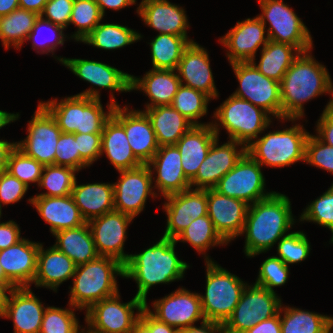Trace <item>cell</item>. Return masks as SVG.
<instances>
[{"label": "cell", "mask_w": 333, "mask_h": 333, "mask_svg": "<svg viewBox=\"0 0 333 333\" xmlns=\"http://www.w3.org/2000/svg\"><path fill=\"white\" fill-rule=\"evenodd\" d=\"M40 243L22 238L16 244L0 251V264L5 282L13 288L30 287L37 270Z\"/></svg>", "instance_id": "cell-22"}, {"label": "cell", "mask_w": 333, "mask_h": 333, "mask_svg": "<svg viewBox=\"0 0 333 333\" xmlns=\"http://www.w3.org/2000/svg\"><path fill=\"white\" fill-rule=\"evenodd\" d=\"M174 239L161 237L158 242L139 254H130L124 264V277L137 283L136 297L147 303L152 286L184 278L189 265L178 258Z\"/></svg>", "instance_id": "cell-2"}, {"label": "cell", "mask_w": 333, "mask_h": 333, "mask_svg": "<svg viewBox=\"0 0 333 333\" xmlns=\"http://www.w3.org/2000/svg\"><path fill=\"white\" fill-rule=\"evenodd\" d=\"M151 331V333H178V330L164 322L153 317L146 308H144L139 318Z\"/></svg>", "instance_id": "cell-60"}, {"label": "cell", "mask_w": 333, "mask_h": 333, "mask_svg": "<svg viewBox=\"0 0 333 333\" xmlns=\"http://www.w3.org/2000/svg\"><path fill=\"white\" fill-rule=\"evenodd\" d=\"M309 132L295 124L283 130L269 131L253 140L246 152L262 167H286L305 162V143Z\"/></svg>", "instance_id": "cell-6"}, {"label": "cell", "mask_w": 333, "mask_h": 333, "mask_svg": "<svg viewBox=\"0 0 333 333\" xmlns=\"http://www.w3.org/2000/svg\"><path fill=\"white\" fill-rule=\"evenodd\" d=\"M181 81L176 70L151 69L142 78L131 75V91L139 90L149 97L147 108L171 105Z\"/></svg>", "instance_id": "cell-31"}, {"label": "cell", "mask_w": 333, "mask_h": 333, "mask_svg": "<svg viewBox=\"0 0 333 333\" xmlns=\"http://www.w3.org/2000/svg\"><path fill=\"white\" fill-rule=\"evenodd\" d=\"M40 15L33 11L18 8L10 14L0 17V39L4 48L9 50L10 46L17 50L32 31L36 20Z\"/></svg>", "instance_id": "cell-39"}, {"label": "cell", "mask_w": 333, "mask_h": 333, "mask_svg": "<svg viewBox=\"0 0 333 333\" xmlns=\"http://www.w3.org/2000/svg\"><path fill=\"white\" fill-rule=\"evenodd\" d=\"M230 65L240 84L232 94L251 102L270 116L284 122L280 83L263 75L251 62H236Z\"/></svg>", "instance_id": "cell-10"}, {"label": "cell", "mask_w": 333, "mask_h": 333, "mask_svg": "<svg viewBox=\"0 0 333 333\" xmlns=\"http://www.w3.org/2000/svg\"><path fill=\"white\" fill-rule=\"evenodd\" d=\"M174 240L176 243L188 242L199 254L204 255L205 262L212 261L206 254L207 250L228 244L216 231L208 214L192 221Z\"/></svg>", "instance_id": "cell-40"}, {"label": "cell", "mask_w": 333, "mask_h": 333, "mask_svg": "<svg viewBox=\"0 0 333 333\" xmlns=\"http://www.w3.org/2000/svg\"><path fill=\"white\" fill-rule=\"evenodd\" d=\"M80 79L92 86L118 92H131V74L125 73L114 66L77 58H56Z\"/></svg>", "instance_id": "cell-26"}, {"label": "cell", "mask_w": 333, "mask_h": 333, "mask_svg": "<svg viewBox=\"0 0 333 333\" xmlns=\"http://www.w3.org/2000/svg\"><path fill=\"white\" fill-rule=\"evenodd\" d=\"M44 29L47 32H50V34L48 33L49 36L47 35L48 39L45 37H43L44 39L40 37L41 34L45 32L43 31ZM64 30L65 29L63 27L55 25L50 21L44 20L39 16V18L35 22L32 31L29 33L27 41L30 40L32 42V48L38 54L40 52V54L53 53L52 55H54V51H56L58 45H64V41H67L65 40L67 35L64 34ZM39 37L41 38L40 41L38 40Z\"/></svg>", "instance_id": "cell-49"}, {"label": "cell", "mask_w": 333, "mask_h": 333, "mask_svg": "<svg viewBox=\"0 0 333 333\" xmlns=\"http://www.w3.org/2000/svg\"><path fill=\"white\" fill-rule=\"evenodd\" d=\"M75 263L54 245L46 250L40 243L37 256V270L33 283L36 287H46L57 292V288L73 277Z\"/></svg>", "instance_id": "cell-30"}, {"label": "cell", "mask_w": 333, "mask_h": 333, "mask_svg": "<svg viewBox=\"0 0 333 333\" xmlns=\"http://www.w3.org/2000/svg\"><path fill=\"white\" fill-rule=\"evenodd\" d=\"M292 214L291 201L285 194L273 192L269 197L249 205L245 226L244 253L252 258L266 253L296 223Z\"/></svg>", "instance_id": "cell-1"}, {"label": "cell", "mask_w": 333, "mask_h": 333, "mask_svg": "<svg viewBox=\"0 0 333 333\" xmlns=\"http://www.w3.org/2000/svg\"><path fill=\"white\" fill-rule=\"evenodd\" d=\"M311 51L301 52L280 82L282 120L295 123L305 115L304 103L328 93L331 76Z\"/></svg>", "instance_id": "cell-3"}, {"label": "cell", "mask_w": 333, "mask_h": 333, "mask_svg": "<svg viewBox=\"0 0 333 333\" xmlns=\"http://www.w3.org/2000/svg\"><path fill=\"white\" fill-rule=\"evenodd\" d=\"M212 123L193 125L175 144L181 154L186 178L191 181L205 160L212 143L217 139Z\"/></svg>", "instance_id": "cell-29"}, {"label": "cell", "mask_w": 333, "mask_h": 333, "mask_svg": "<svg viewBox=\"0 0 333 333\" xmlns=\"http://www.w3.org/2000/svg\"><path fill=\"white\" fill-rule=\"evenodd\" d=\"M119 292L94 303L85 313V333H130L139 320L145 302L136 296L127 303L120 301ZM136 309V315L135 310Z\"/></svg>", "instance_id": "cell-9"}, {"label": "cell", "mask_w": 333, "mask_h": 333, "mask_svg": "<svg viewBox=\"0 0 333 333\" xmlns=\"http://www.w3.org/2000/svg\"><path fill=\"white\" fill-rule=\"evenodd\" d=\"M151 311L145 303V308L157 320L164 322L178 331L193 326L197 321H205L201 298L186 288H178L174 292L153 302Z\"/></svg>", "instance_id": "cell-15"}, {"label": "cell", "mask_w": 333, "mask_h": 333, "mask_svg": "<svg viewBox=\"0 0 333 333\" xmlns=\"http://www.w3.org/2000/svg\"><path fill=\"white\" fill-rule=\"evenodd\" d=\"M266 32V26L258 16L238 21L219 40L227 48L226 56L229 63L251 62L255 59L258 49L261 46L264 48L269 41Z\"/></svg>", "instance_id": "cell-18"}, {"label": "cell", "mask_w": 333, "mask_h": 333, "mask_svg": "<svg viewBox=\"0 0 333 333\" xmlns=\"http://www.w3.org/2000/svg\"><path fill=\"white\" fill-rule=\"evenodd\" d=\"M81 95V120L80 129H77L74 133H102L106 121L112 116V112L115 106L119 105L111 93V99L107 104V112H104L101 104V97L99 89L90 88L78 93Z\"/></svg>", "instance_id": "cell-37"}, {"label": "cell", "mask_w": 333, "mask_h": 333, "mask_svg": "<svg viewBox=\"0 0 333 333\" xmlns=\"http://www.w3.org/2000/svg\"><path fill=\"white\" fill-rule=\"evenodd\" d=\"M128 108L117 105L113 109L112 116L124 127L134 155L143 164H147L160 147L156 134L144 111Z\"/></svg>", "instance_id": "cell-20"}, {"label": "cell", "mask_w": 333, "mask_h": 333, "mask_svg": "<svg viewBox=\"0 0 333 333\" xmlns=\"http://www.w3.org/2000/svg\"><path fill=\"white\" fill-rule=\"evenodd\" d=\"M77 170L58 165H45L38 187L46 189L35 196H68L71 194L75 181Z\"/></svg>", "instance_id": "cell-45"}, {"label": "cell", "mask_w": 333, "mask_h": 333, "mask_svg": "<svg viewBox=\"0 0 333 333\" xmlns=\"http://www.w3.org/2000/svg\"><path fill=\"white\" fill-rule=\"evenodd\" d=\"M116 276L124 277V264L113 257L99 256L76 266L68 303L87 311L94 303L119 292Z\"/></svg>", "instance_id": "cell-4"}, {"label": "cell", "mask_w": 333, "mask_h": 333, "mask_svg": "<svg viewBox=\"0 0 333 333\" xmlns=\"http://www.w3.org/2000/svg\"><path fill=\"white\" fill-rule=\"evenodd\" d=\"M218 141L219 137L212 143L196 176L190 181L191 188L213 189L246 153V146L240 142L228 140L219 146Z\"/></svg>", "instance_id": "cell-19"}, {"label": "cell", "mask_w": 333, "mask_h": 333, "mask_svg": "<svg viewBox=\"0 0 333 333\" xmlns=\"http://www.w3.org/2000/svg\"><path fill=\"white\" fill-rule=\"evenodd\" d=\"M48 0H19V7L40 15Z\"/></svg>", "instance_id": "cell-65"}, {"label": "cell", "mask_w": 333, "mask_h": 333, "mask_svg": "<svg viewBox=\"0 0 333 333\" xmlns=\"http://www.w3.org/2000/svg\"><path fill=\"white\" fill-rule=\"evenodd\" d=\"M0 281H5V275L1 264H0Z\"/></svg>", "instance_id": "cell-71"}, {"label": "cell", "mask_w": 333, "mask_h": 333, "mask_svg": "<svg viewBox=\"0 0 333 333\" xmlns=\"http://www.w3.org/2000/svg\"><path fill=\"white\" fill-rule=\"evenodd\" d=\"M118 172L120 177L113 183L114 209L135 218L144 210L148 196L158 197L152 187L153 174L147 164Z\"/></svg>", "instance_id": "cell-14"}, {"label": "cell", "mask_w": 333, "mask_h": 333, "mask_svg": "<svg viewBox=\"0 0 333 333\" xmlns=\"http://www.w3.org/2000/svg\"><path fill=\"white\" fill-rule=\"evenodd\" d=\"M153 69L176 70L190 42L183 36L158 34L150 43Z\"/></svg>", "instance_id": "cell-42"}, {"label": "cell", "mask_w": 333, "mask_h": 333, "mask_svg": "<svg viewBox=\"0 0 333 333\" xmlns=\"http://www.w3.org/2000/svg\"><path fill=\"white\" fill-rule=\"evenodd\" d=\"M300 54L301 51L297 47L269 40L267 45L261 48L259 63H256V59L251 63L263 75L280 83Z\"/></svg>", "instance_id": "cell-36"}, {"label": "cell", "mask_w": 333, "mask_h": 333, "mask_svg": "<svg viewBox=\"0 0 333 333\" xmlns=\"http://www.w3.org/2000/svg\"><path fill=\"white\" fill-rule=\"evenodd\" d=\"M103 17L95 0H74L69 25L76 26L77 31L70 37L82 42Z\"/></svg>", "instance_id": "cell-46"}, {"label": "cell", "mask_w": 333, "mask_h": 333, "mask_svg": "<svg viewBox=\"0 0 333 333\" xmlns=\"http://www.w3.org/2000/svg\"><path fill=\"white\" fill-rule=\"evenodd\" d=\"M136 13L145 25L159 32L185 37L190 43L195 42L187 36L189 22L183 7L168 0H142Z\"/></svg>", "instance_id": "cell-25"}, {"label": "cell", "mask_w": 333, "mask_h": 333, "mask_svg": "<svg viewBox=\"0 0 333 333\" xmlns=\"http://www.w3.org/2000/svg\"><path fill=\"white\" fill-rule=\"evenodd\" d=\"M142 111L151 121L159 146L175 145L193 126L171 105L156 106Z\"/></svg>", "instance_id": "cell-35"}, {"label": "cell", "mask_w": 333, "mask_h": 333, "mask_svg": "<svg viewBox=\"0 0 333 333\" xmlns=\"http://www.w3.org/2000/svg\"><path fill=\"white\" fill-rule=\"evenodd\" d=\"M80 157L89 165L101 156L102 133H75Z\"/></svg>", "instance_id": "cell-57"}, {"label": "cell", "mask_w": 333, "mask_h": 333, "mask_svg": "<svg viewBox=\"0 0 333 333\" xmlns=\"http://www.w3.org/2000/svg\"><path fill=\"white\" fill-rule=\"evenodd\" d=\"M331 95L330 101L327 103L323 111H333V83L330 77L328 84V93Z\"/></svg>", "instance_id": "cell-70"}, {"label": "cell", "mask_w": 333, "mask_h": 333, "mask_svg": "<svg viewBox=\"0 0 333 333\" xmlns=\"http://www.w3.org/2000/svg\"><path fill=\"white\" fill-rule=\"evenodd\" d=\"M54 165L70 167L78 172L89 167L80 157L75 133H61L56 146Z\"/></svg>", "instance_id": "cell-53"}, {"label": "cell", "mask_w": 333, "mask_h": 333, "mask_svg": "<svg viewBox=\"0 0 333 333\" xmlns=\"http://www.w3.org/2000/svg\"><path fill=\"white\" fill-rule=\"evenodd\" d=\"M299 219L329 228L332 233L330 244H333V183L326 192L304 209Z\"/></svg>", "instance_id": "cell-51"}, {"label": "cell", "mask_w": 333, "mask_h": 333, "mask_svg": "<svg viewBox=\"0 0 333 333\" xmlns=\"http://www.w3.org/2000/svg\"><path fill=\"white\" fill-rule=\"evenodd\" d=\"M262 166L247 152L213 188L218 193L245 201L248 205L269 197Z\"/></svg>", "instance_id": "cell-12"}, {"label": "cell", "mask_w": 333, "mask_h": 333, "mask_svg": "<svg viewBox=\"0 0 333 333\" xmlns=\"http://www.w3.org/2000/svg\"><path fill=\"white\" fill-rule=\"evenodd\" d=\"M28 201L36 208L39 216L50 225L52 235L86 223L71 194L55 197L34 196Z\"/></svg>", "instance_id": "cell-28"}, {"label": "cell", "mask_w": 333, "mask_h": 333, "mask_svg": "<svg viewBox=\"0 0 333 333\" xmlns=\"http://www.w3.org/2000/svg\"><path fill=\"white\" fill-rule=\"evenodd\" d=\"M15 147L16 142L0 140V172L7 170L9 155Z\"/></svg>", "instance_id": "cell-64"}, {"label": "cell", "mask_w": 333, "mask_h": 333, "mask_svg": "<svg viewBox=\"0 0 333 333\" xmlns=\"http://www.w3.org/2000/svg\"><path fill=\"white\" fill-rule=\"evenodd\" d=\"M270 117L263 109L231 94L214 111L215 120L212 121V126L217 137L222 126L226 129L229 140L240 142L247 147L269 127L273 119Z\"/></svg>", "instance_id": "cell-5"}, {"label": "cell", "mask_w": 333, "mask_h": 333, "mask_svg": "<svg viewBox=\"0 0 333 333\" xmlns=\"http://www.w3.org/2000/svg\"><path fill=\"white\" fill-rule=\"evenodd\" d=\"M58 101L55 98L47 102L40 101V103L55 118L62 133H74L80 129L81 95L76 94Z\"/></svg>", "instance_id": "cell-43"}, {"label": "cell", "mask_w": 333, "mask_h": 333, "mask_svg": "<svg viewBox=\"0 0 333 333\" xmlns=\"http://www.w3.org/2000/svg\"><path fill=\"white\" fill-rule=\"evenodd\" d=\"M132 220L130 215L113 210L87 222L100 256L113 257L122 264L128 261L130 254L124 253V243Z\"/></svg>", "instance_id": "cell-16"}, {"label": "cell", "mask_w": 333, "mask_h": 333, "mask_svg": "<svg viewBox=\"0 0 333 333\" xmlns=\"http://www.w3.org/2000/svg\"><path fill=\"white\" fill-rule=\"evenodd\" d=\"M330 333H333V317H331V330Z\"/></svg>", "instance_id": "cell-73"}, {"label": "cell", "mask_w": 333, "mask_h": 333, "mask_svg": "<svg viewBox=\"0 0 333 333\" xmlns=\"http://www.w3.org/2000/svg\"><path fill=\"white\" fill-rule=\"evenodd\" d=\"M210 100L211 98L205 93L181 84L171 106L193 125H205V123H200L198 119L207 114Z\"/></svg>", "instance_id": "cell-44"}, {"label": "cell", "mask_w": 333, "mask_h": 333, "mask_svg": "<svg viewBox=\"0 0 333 333\" xmlns=\"http://www.w3.org/2000/svg\"><path fill=\"white\" fill-rule=\"evenodd\" d=\"M305 163L333 174V146L309 134L305 143Z\"/></svg>", "instance_id": "cell-54"}, {"label": "cell", "mask_w": 333, "mask_h": 333, "mask_svg": "<svg viewBox=\"0 0 333 333\" xmlns=\"http://www.w3.org/2000/svg\"><path fill=\"white\" fill-rule=\"evenodd\" d=\"M75 181L71 196L86 222L114 209V184Z\"/></svg>", "instance_id": "cell-33"}, {"label": "cell", "mask_w": 333, "mask_h": 333, "mask_svg": "<svg viewBox=\"0 0 333 333\" xmlns=\"http://www.w3.org/2000/svg\"><path fill=\"white\" fill-rule=\"evenodd\" d=\"M206 290L200 294L201 307L206 321L222 325L232 315L247 285L214 261H206Z\"/></svg>", "instance_id": "cell-7"}, {"label": "cell", "mask_w": 333, "mask_h": 333, "mask_svg": "<svg viewBox=\"0 0 333 333\" xmlns=\"http://www.w3.org/2000/svg\"><path fill=\"white\" fill-rule=\"evenodd\" d=\"M33 118L27 125L28 135L16 146L39 163L54 165L56 146L62 133L55 118L39 102Z\"/></svg>", "instance_id": "cell-13"}, {"label": "cell", "mask_w": 333, "mask_h": 333, "mask_svg": "<svg viewBox=\"0 0 333 333\" xmlns=\"http://www.w3.org/2000/svg\"><path fill=\"white\" fill-rule=\"evenodd\" d=\"M245 333H281L280 313L278 312L275 316L258 322Z\"/></svg>", "instance_id": "cell-61"}, {"label": "cell", "mask_w": 333, "mask_h": 333, "mask_svg": "<svg viewBox=\"0 0 333 333\" xmlns=\"http://www.w3.org/2000/svg\"><path fill=\"white\" fill-rule=\"evenodd\" d=\"M288 275L289 266L280 258L271 256L261 263L258 277L254 284L262 286L271 292H276L274 287L285 285L288 281Z\"/></svg>", "instance_id": "cell-52"}, {"label": "cell", "mask_w": 333, "mask_h": 333, "mask_svg": "<svg viewBox=\"0 0 333 333\" xmlns=\"http://www.w3.org/2000/svg\"><path fill=\"white\" fill-rule=\"evenodd\" d=\"M68 305L70 308L66 309L47 306L39 333H85V328H81L82 326L74 313V310L80 309L71 304Z\"/></svg>", "instance_id": "cell-47"}, {"label": "cell", "mask_w": 333, "mask_h": 333, "mask_svg": "<svg viewBox=\"0 0 333 333\" xmlns=\"http://www.w3.org/2000/svg\"><path fill=\"white\" fill-rule=\"evenodd\" d=\"M181 162V154L177 146L165 145L160 146L153 158L147 163L151 173L156 172L157 174L156 177L152 178L155 182L153 187L163 198L191 188Z\"/></svg>", "instance_id": "cell-23"}, {"label": "cell", "mask_w": 333, "mask_h": 333, "mask_svg": "<svg viewBox=\"0 0 333 333\" xmlns=\"http://www.w3.org/2000/svg\"><path fill=\"white\" fill-rule=\"evenodd\" d=\"M130 333H151L150 329L139 319Z\"/></svg>", "instance_id": "cell-69"}, {"label": "cell", "mask_w": 333, "mask_h": 333, "mask_svg": "<svg viewBox=\"0 0 333 333\" xmlns=\"http://www.w3.org/2000/svg\"><path fill=\"white\" fill-rule=\"evenodd\" d=\"M29 187L12 176L8 171L0 172V209L2 205L19 202Z\"/></svg>", "instance_id": "cell-55"}, {"label": "cell", "mask_w": 333, "mask_h": 333, "mask_svg": "<svg viewBox=\"0 0 333 333\" xmlns=\"http://www.w3.org/2000/svg\"><path fill=\"white\" fill-rule=\"evenodd\" d=\"M12 289L13 287L10 284L5 281H0V317L3 316L9 292Z\"/></svg>", "instance_id": "cell-66"}, {"label": "cell", "mask_w": 333, "mask_h": 333, "mask_svg": "<svg viewBox=\"0 0 333 333\" xmlns=\"http://www.w3.org/2000/svg\"><path fill=\"white\" fill-rule=\"evenodd\" d=\"M73 3L74 0H48L40 17L66 29L69 26Z\"/></svg>", "instance_id": "cell-56"}, {"label": "cell", "mask_w": 333, "mask_h": 333, "mask_svg": "<svg viewBox=\"0 0 333 333\" xmlns=\"http://www.w3.org/2000/svg\"><path fill=\"white\" fill-rule=\"evenodd\" d=\"M164 199L167 224L162 237L175 239L192 221L207 215V189L189 188Z\"/></svg>", "instance_id": "cell-17"}, {"label": "cell", "mask_w": 333, "mask_h": 333, "mask_svg": "<svg viewBox=\"0 0 333 333\" xmlns=\"http://www.w3.org/2000/svg\"><path fill=\"white\" fill-rule=\"evenodd\" d=\"M176 71L182 85L201 91L211 99L219 97L210 67L209 54L197 42L190 43L183 51Z\"/></svg>", "instance_id": "cell-24"}, {"label": "cell", "mask_w": 333, "mask_h": 333, "mask_svg": "<svg viewBox=\"0 0 333 333\" xmlns=\"http://www.w3.org/2000/svg\"><path fill=\"white\" fill-rule=\"evenodd\" d=\"M53 235L56 238L54 246L66 254L76 266L100 256L87 222L75 228L58 231Z\"/></svg>", "instance_id": "cell-34"}, {"label": "cell", "mask_w": 333, "mask_h": 333, "mask_svg": "<svg viewBox=\"0 0 333 333\" xmlns=\"http://www.w3.org/2000/svg\"><path fill=\"white\" fill-rule=\"evenodd\" d=\"M325 113H327L328 115H330L333 118V111H323Z\"/></svg>", "instance_id": "cell-72"}, {"label": "cell", "mask_w": 333, "mask_h": 333, "mask_svg": "<svg viewBox=\"0 0 333 333\" xmlns=\"http://www.w3.org/2000/svg\"><path fill=\"white\" fill-rule=\"evenodd\" d=\"M19 116V113L15 114L0 110V129L11 122L18 120Z\"/></svg>", "instance_id": "cell-68"}, {"label": "cell", "mask_w": 333, "mask_h": 333, "mask_svg": "<svg viewBox=\"0 0 333 333\" xmlns=\"http://www.w3.org/2000/svg\"><path fill=\"white\" fill-rule=\"evenodd\" d=\"M316 136L327 145L333 146V118L325 112H322L317 120Z\"/></svg>", "instance_id": "cell-59"}, {"label": "cell", "mask_w": 333, "mask_h": 333, "mask_svg": "<svg viewBox=\"0 0 333 333\" xmlns=\"http://www.w3.org/2000/svg\"><path fill=\"white\" fill-rule=\"evenodd\" d=\"M95 1L99 6L102 15L105 16L106 8L110 10L113 9L115 11H119L120 9L136 4L137 0H95Z\"/></svg>", "instance_id": "cell-63"}, {"label": "cell", "mask_w": 333, "mask_h": 333, "mask_svg": "<svg viewBox=\"0 0 333 333\" xmlns=\"http://www.w3.org/2000/svg\"><path fill=\"white\" fill-rule=\"evenodd\" d=\"M1 216H2V210L0 209V219H1Z\"/></svg>", "instance_id": "cell-74"}, {"label": "cell", "mask_w": 333, "mask_h": 333, "mask_svg": "<svg viewBox=\"0 0 333 333\" xmlns=\"http://www.w3.org/2000/svg\"><path fill=\"white\" fill-rule=\"evenodd\" d=\"M142 35L120 24L99 23L82 41L102 50H115L139 41Z\"/></svg>", "instance_id": "cell-41"}, {"label": "cell", "mask_w": 333, "mask_h": 333, "mask_svg": "<svg viewBox=\"0 0 333 333\" xmlns=\"http://www.w3.org/2000/svg\"><path fill=\"white\" fill-rule=\"evenodd\" d=\"M104 153L117 171L143 165L134 155L124 127L113 116L106 121L102 131L101 156Z\"/></svg>", "instance_id": "cell-32"}, {"label": "cell", "mask_w": 333, "mask_h": 333, "mask_svg": "<svg viewBox=\"0 0 333 333\" xmlns=\"http://www.w3.org/2000/svg\"><path fill=\"white\" fill-rule=\"evenodd\" d=\"M248 207L243 200L207 189V214L216 231L227 243L242 236Z\"/></svg>", "instance_id": "cell-21"}, {"label": "cell", "mask_w": 333, "mask_h": 333, "mask_svg": "<svg viewBox=\"0 0 333 333\" xmlns=\"http://www.w3.org/2000/svg\"><path fill=\"white\" fill-rule=\"evenodd\" d=\"M43 169V164L27 156L16 146L9 155L6 171L29 187L31 183L39 185Z\"/></svg>", "instance_id": "cell-48"}, {"label": "cell", "mask_w": 333, "mask_h": 333, "mask_svg": "<svg viewBox=\"0 0 333 333\" xmlns=\"http://www.w3.org/2000/svg\"><path fill=\"white\" fill-rule=\"evenodd\" d=\"M276 257L280 258L287 266L297 264L308 258L311 245L303 231L290 232L277 243Z\"/></svg>", "instance_id": "cell-50"}, {"label": "cell", "mask_w": 333, "mask_h": 333, "mask_svg": "<svg viewBox=\"0 0 333 333\" xmlns=\"http://www.w3.org/2000/svg\"><path fill=\"white\" fill-rule=\"evenodd\" d=\"M279 313L281 333H330L331 316L283 304Z\"/></svg>", "instance_id": "cell-38"}, {"label": "cell", "mask_w": 333, "mask_h": 333, "mask_svg": "<svg viewBox=\"0 0 333 333\" xmlns=\"http://www.w3.org/2000/svg\"><path fill=\"white\" fill-rule=\"evenodd\" d=\"M282 300L276 292L247 284L230 318L223 325L225 333H245L258 322L275 316Z\"/></svg>", "instance_id": "cell-11"}, {"label": "cell", "mask_w": 333, "mask_h": 333, "mask_svg": "<svg viewBox=\"0 0 333 333\" xmlns=\"http://www.w3.org/2000/svg\"><path fill=\"white\" fill-rule=\"evenodd\" d=\"M21 239V230L15 221L0 222V251L16 244Z\"/></svg>", "instance_id": "cell-58"}, {"label": "cell", "mask_w": 333, "mask_h": 333, "mask_svg": "<svg viewBox=\"0 0 333 333\" xmlns=\"http://www.w3.org/2000/svg\"><path fill=\"white\" fill-rule=\"evenodd\" d=\"M262 13L257 15L266 26L269 40L297 47L301 52L313 49L307 26L283 0H258Z\"/></svg>", "instance_id": "cell-8"}, {"label": "cell", "mask_w": 333, "mask_h": 333, "mask_svg": "<svg viewBox=\"0 0 333 333\" xmlns=\"http://www.w3.org/2000/svg\"><path fill=\"white\" fill-rule=\"evenodd\" d=\"M19 8V0H0V17Z\"/></svg>", "instance_id": "cell-67"}, {"label": "cell", "mask_w": 333, "mask_h": 333, "mask_svg": "<svg viewBox=\"0 0 333 333\" xmlns=\"http://www.w3.org/2000/svg\"><path fill=\"white\" fill-rule=\"evenodd\" d=\"M178 333H225L223 325L217 322L202 321L200 327L195 325L179 330Z\"/></svg>", "instance_id": "cell-62"}, {"label": "cell", "mask_w": 333, "mask_h": 333, "mask_svg": "<svg viewBox=\"0 0 333 333\" xmlns=\"http://www.w3.org/2000/svg\"><path fill=\"white\" fill-rule=\"evenodd\" d=\"M46 308L30 287L13 288L1 318L12 319L14 333H39Z\"/></svg>", "instance_id": "cell-27"}]
</instances>
